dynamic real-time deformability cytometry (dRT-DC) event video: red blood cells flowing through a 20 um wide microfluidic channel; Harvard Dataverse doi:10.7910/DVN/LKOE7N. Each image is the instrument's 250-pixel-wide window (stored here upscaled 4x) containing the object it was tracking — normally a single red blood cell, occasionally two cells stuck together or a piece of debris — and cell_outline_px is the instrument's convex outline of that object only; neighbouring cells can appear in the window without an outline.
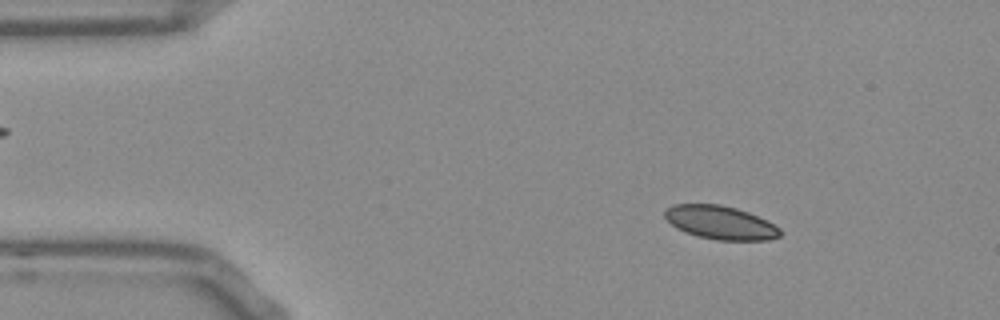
{"species": "Egyptian fruit bat (a non-hibernating species)", "species_latin": "Rousettus aegyptiacus", "temperature_condition": "room temperature", "stored_images_in_passage": 52, "camera_frame_rate_fps": 3000, "um_per_image_px": 0.085, "frame": {"image": 1, "passage_image": 6, "time_ms": 1.667, "image_size_px": [1000, 320], "cell_outline_px": [[784, 232], [780, 236], [768, 240], [716, 240], [700, 236], [676, 228], [664, 216], [664, 212], [672, 204], [720, 204], [736, 208], [748, 212], [780, 228]], "centroid_in_image_um": [61.25, 18.91], "position_along_channel_um": 23.8, "area_um2": 22.25}}
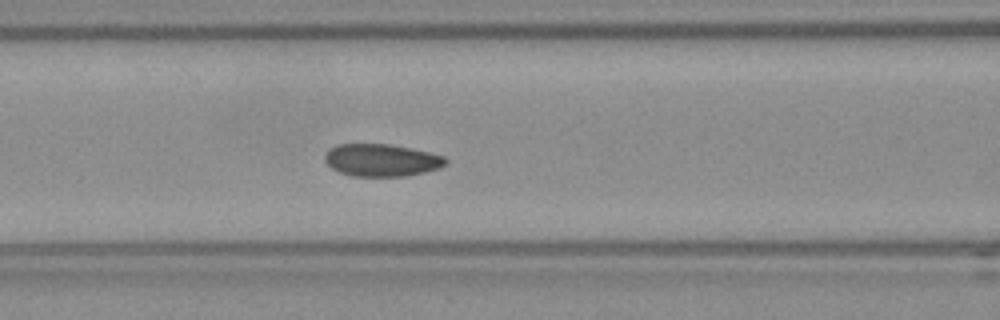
{"frame": {"image": 2, "passage_image": 20, "time_ms": 6.333, "image_size_px": [1000, 320], "cell_outline_px": [[448, 160], [440, 168], [408, 176], [352, 176], [340, 172], [332, 168], [324, 160], [324, 156], [336, 144], [388, 144], [428, 152], [444, 156]], "centroid_in_image_um": [32.43, 13.62], "position_along_channel_um": 134.2, "area_um2": 22.6}}
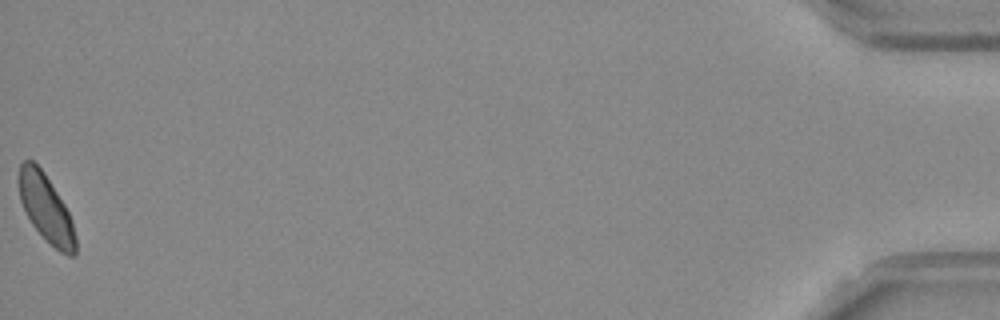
{"frame": {"image": 3, "passage_image": 52, "time_ms": 17.0, "image_size_px": [1000, 320], "cell_outline_px": [[76, 256], [68, 256], [60, 252], [32, 224], [20, 200], [20, 164], [24, 160], [32, 160], [44, 172], [64, 204], [72, 220], [76, 236]], "centroid_in_image_um": [3.95, 17.73], "position_along_channel_um": 431.3, "area_um2": 21.68}, "authors_computed_cell_mechanics": {"area_um2": 22.8021, "velocity_mm_per_s": 3.7652, "shape_relaxation_time_tau1_ms": 3.8821, "shape_relaxation_time_tau2_ms": 1.6581, "deformation_change_tau1": 0.0682, "deformation_change_tau2": 0.0622}}